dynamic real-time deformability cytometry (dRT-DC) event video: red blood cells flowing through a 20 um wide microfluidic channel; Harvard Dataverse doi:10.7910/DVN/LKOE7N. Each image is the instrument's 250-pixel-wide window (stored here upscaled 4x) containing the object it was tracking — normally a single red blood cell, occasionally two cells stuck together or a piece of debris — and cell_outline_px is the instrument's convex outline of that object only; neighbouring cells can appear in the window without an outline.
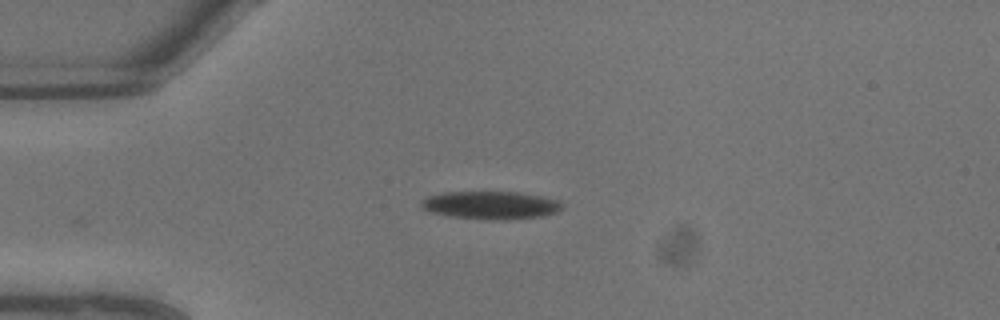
{"species": "common noctule bat (a hibernating species)", "species_latin": "Nyctalus noctula", "temperature_condition": "warm", "stored_images_in_passage": 2, "camera_frame_rate_fps": 3000, "um_per_image_px": 0.085, "animal": {"sex": "male", "body_mass_g": 13.3}, "frame": {"image": 1, "passage_image": 1, "time_ms": 0.0, "image_size_px": [1000, 320], "cell_outline_px": [[564, 208], [556, 212], [540, 216], [504, 220], [492, 220], [448, 216], [428, 212], [420, 208], [420, 200], [428, 196], [440, 192], [520, 192], [560, 200], [564, 204]], "centroid_in_image_um": [41.67, 17.44], "position_along_channel_um": 43.3, "area_um2": 23.29}}